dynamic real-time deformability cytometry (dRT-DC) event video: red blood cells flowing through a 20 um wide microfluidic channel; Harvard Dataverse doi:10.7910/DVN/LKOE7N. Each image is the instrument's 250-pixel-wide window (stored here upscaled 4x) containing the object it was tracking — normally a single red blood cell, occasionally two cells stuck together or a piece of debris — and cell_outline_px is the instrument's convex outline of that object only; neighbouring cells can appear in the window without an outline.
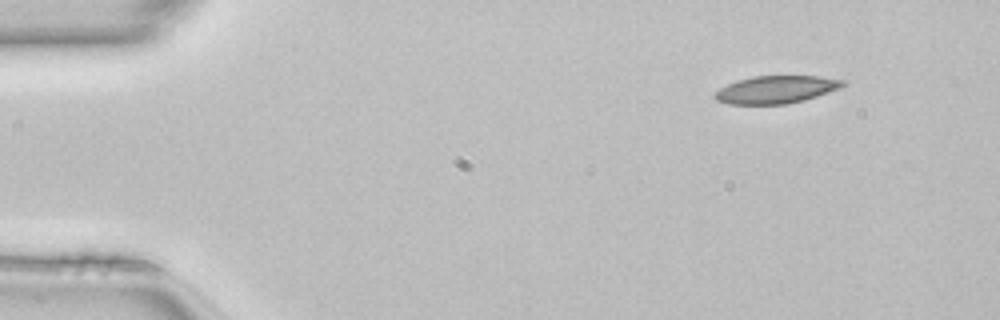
{"species": "common noctule bat (a hibernating species)", "species_latin": "Nyctalus noctula", "temperature_condition": "room temperature", "stored_images_in_passage": 45, "camera_frame_rate_fps": 3000, "um_per_image_px": 0.085, "animal": {"sex": "female", "body_mass_g": 22.7, "forearm_length_mm": 54.2}, "frame": {"image": 1, "passage_image": 1, "time_ms": 0.0, "image_size_px": [1000, 320], "cell_outline_px": [[848, 84], [840, 88], [804, 100], [788, 104], [728, 104], [716, 100], [712, 96], [720, 88], [736, 80], [752, 76], [820, 76], [848, 80]], "centroid_in_image_um": [66.0, 7.6], "position_along_channel_um": 19.0, "area_um2": 20.81}}
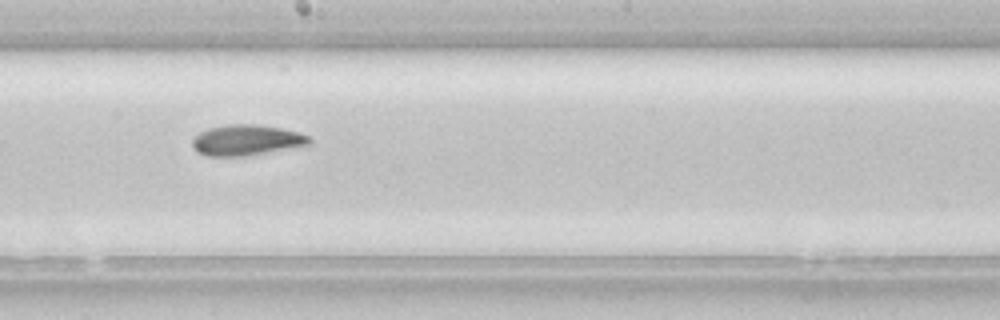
{"frame": {"image": 2, "passage_image": 23, "time_ms": 7.333, "image_size_px": [1000, 320], "cell_outline_px": [[312, 144], [248, 156], [208, 156], [196, 152], [192, 144], [192, 140], [200, 132], [208, 128], [228, 124], [256, 124], [280, 128], [300, 132], [308, 136], [312, 140]], "centroid_in_image_um": [20.97, 11.91], "position_along_channel_um": 227.2, "area_um2": 21.04}}
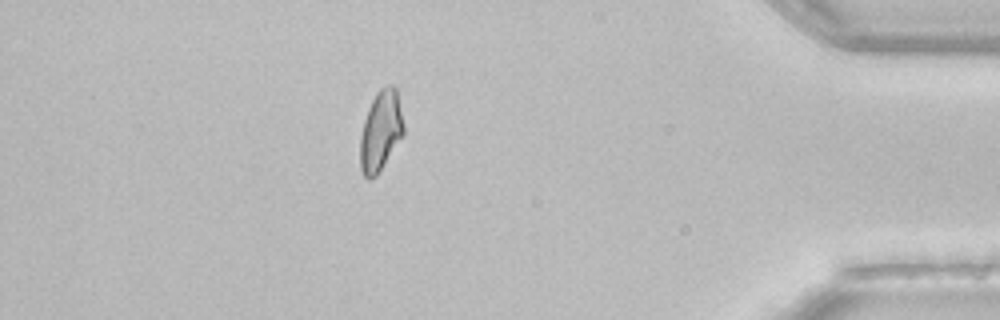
{"frame": {"image": 3, "passage_image": 39, "time_ms": 12.667, "image_size_px": [1000, 320], "cell_outline_px": [[404, 136], [376, 176], [368, 180], [364, 176], [360, 168], [360, 136], [364, 120], [368, 108], [376, 92], [384, 84], [392, 84], [396, 88], [404, 124]], "centroid_in_image_um": [32.36, 11.12], "position_along_channel_um": 402.8, "area_um2": 20.63}, "authors_computed_cell_mechanics": {"area_um2": 20.9236, "velocity_mm_per_s": 4.1315, "shape_relaxation_time_tau1_ms": 10.2418, "shape_relaxation_time_tau2_ms": 4.9079, "deformation_change_tau1": 0.1961, "deformation_change_tau2": 0.115}}